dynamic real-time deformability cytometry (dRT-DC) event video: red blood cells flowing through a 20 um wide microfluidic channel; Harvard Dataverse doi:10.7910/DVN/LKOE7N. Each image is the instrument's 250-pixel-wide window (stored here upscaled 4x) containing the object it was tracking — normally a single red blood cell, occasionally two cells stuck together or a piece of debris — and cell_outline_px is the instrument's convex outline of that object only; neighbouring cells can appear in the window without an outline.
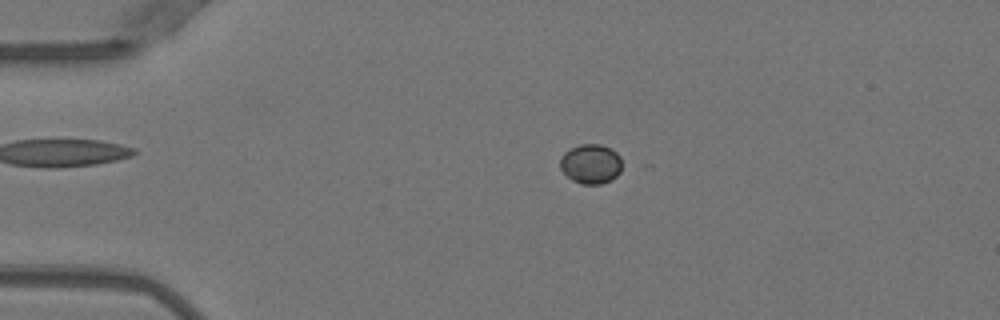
{"species": "Egyptian fruit bat (a non-hibernating species)", "species_latin": "Rousettus aegyptiacus", "temperature_condition": "warm", "stored_images_in_passage": 5, "camera_frame_rate_fps": 3000, "um_per_image_px": 0.085, "animal": {"sex": "female"}, "frame": {"image": 1, "passage_image": 3, "time_ms": 0.667, "image_size_px": [1000, 320], "cell_outline_px": [[620, 172], [612, 180], [600, 184], [580, 184], [572, 180], [560, 168], [560, 156], [564, 152], [580, 144], [600, 144], [612, 148], [620, 156]], "centroid_in_image_um": [50.21, 13.93], "position_along_channel_um": 34.8, "area_um2": 14.33}}
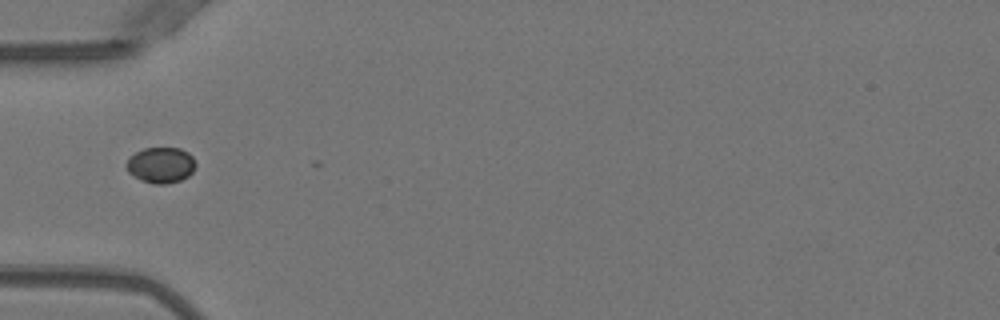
{"frame": {"image": 2, "passage_image": 4, "time_ms": 1.0, "image_size_px": [1000, 320], "cell_outline_px": [[196, 168], [188, 176], [180, 180], [168, 184], [152, 184], [140, 180], [128, 172], [124, 164], [136, 152], [144, 148], [180, 148], [188, 152], [192, 156], [196, 164]], "centroid_in_image_um": [13.68, 14.04], "position_along_channel_um": 71.3, "area_um2": 14.57}}
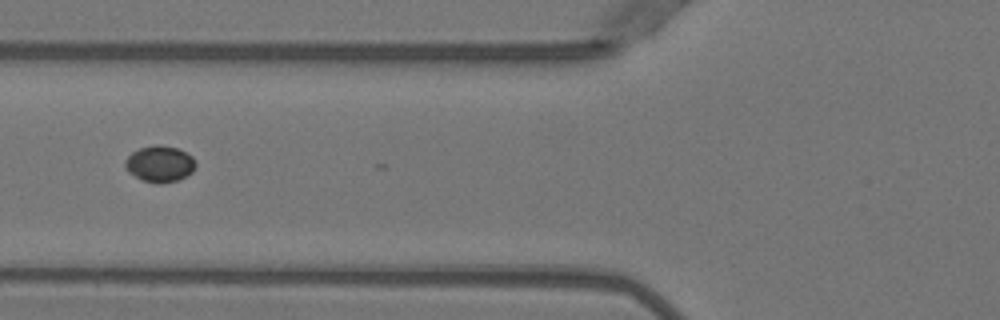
{"frame": {"image": 3, "passage_image": 5, "time_ms": 1.333, "image_size_px": [1000, 320], "cell_outline_px": [[196, 164], [192, 172], [176, 180], [160, 184], [144, 180], [128, 172], [124, 164], [124, 160], [132, 152], [140, 148], [160, 144], [176, 148], [192, 156], [196, 160]], "centroid_in_image_um": [13.57, 13.92], "position_along_channel_um": 112.2, "area_um2": 14.68}}